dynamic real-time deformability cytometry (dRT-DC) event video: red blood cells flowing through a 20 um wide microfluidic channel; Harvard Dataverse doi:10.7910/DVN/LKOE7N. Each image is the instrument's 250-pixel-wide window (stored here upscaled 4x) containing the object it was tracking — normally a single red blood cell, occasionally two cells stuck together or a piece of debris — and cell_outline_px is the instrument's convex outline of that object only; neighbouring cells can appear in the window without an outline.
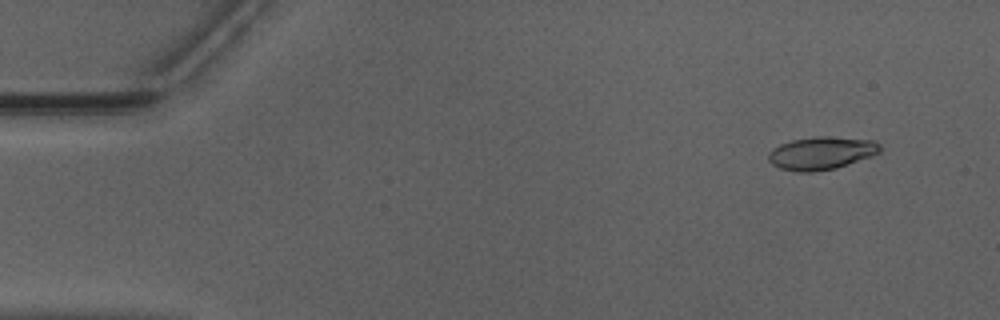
{"species": "Egyptian fruit bat (a non-hibernating species)", "species_latin": "Rousettus aegyptiacus", "temperature_condition": "warm", "stored_images_in_passage": 15, "camera_frame_rate_fps": 3000, "um_per_image_px": 0.085, "animal": {"sex": "male"}, "frame": {"image": 1, "passage_image": 5, "time_ms": 1.333, "image_size_px": [1000, 320], "cell_outline_px": [[880, 152], [872, 156], [836, 168], [812, 172], [796, 172], [780, 168], [772, 164], [768, 160], [768, 152], [772, 148], [780, 144], [792, 140], [816, 136], [828, 136], [872, 140], [880, 144]], "centroid_in_image_um": [69.79, 13.02], "position_along_channel_um": 15.2, "area_um2": 21.44}}